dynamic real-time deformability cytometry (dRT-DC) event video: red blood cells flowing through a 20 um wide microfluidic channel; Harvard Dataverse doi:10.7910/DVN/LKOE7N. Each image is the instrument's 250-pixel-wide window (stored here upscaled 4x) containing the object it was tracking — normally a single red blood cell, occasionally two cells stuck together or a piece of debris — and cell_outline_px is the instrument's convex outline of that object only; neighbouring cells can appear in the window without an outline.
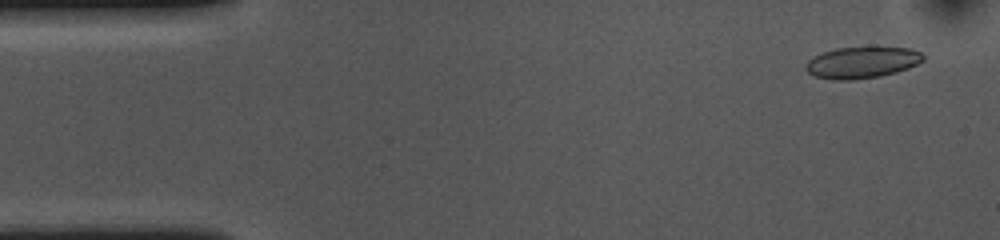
{"species": "common noctule bat (a hibernating species)", "species_latin": "Nyctalus noctula", "temperature_condition": "cold", "stored_images_in_passage": 54, "camera_frame_rate_fps": 3000, "um_per_image_px": 0.085, "animal": {"sex": "female", "body_mass_g": 10.0, "forearm_length_mm": 53.1}, "frame": {"image": 1, "passage_image": 3, "time_ms": 0.667, "image_size_px": [1000, 240], "cell_outline_px": [[924, 60], [908, 68], [896, 72], [880, 76], [852, 80], [832, 80], [816, 76], [808, 72], [804, 68], [804, 64], [808, 60], [824, 52], [836, 48], [912, 48], [924, 52]], "centroid_in_image_um": [73.28, 5.32], "position_along_channel_um": 11.7, "area_um2": 21.39}}
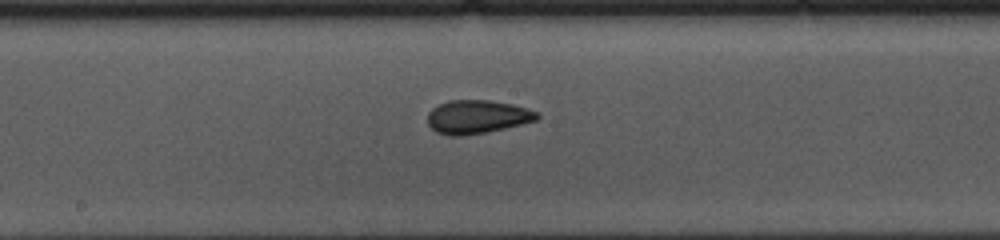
{"frame": {"image": 2, "passage_image": 27, "time_ms": 8.667, "image_size_px": [1000, 240], "cell_outline_px": [[540, 116], [536, 120], [504, 128], [464, 136], [448, 136], [436, 132], [428, 124], [428, 112], [432, 108], [448, 100], [488, 100], [512, 104], [528, 108], [540, 112]], "centroid_in_image_um": [40.55, 9.93], "position_along_channel_um": 207.6, "area_um2": 21.39}}
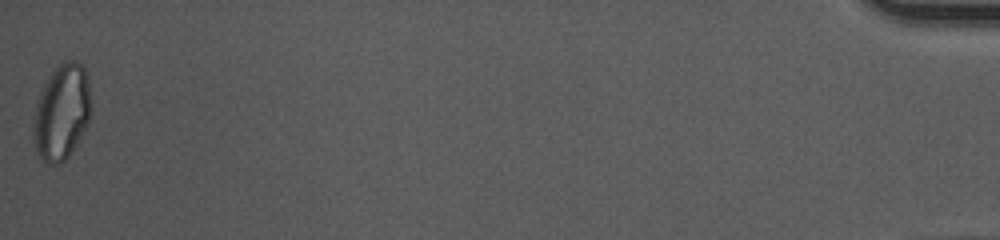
{"frame": {"image": 3, "passage_image": 54, "time_ms": 17.667, "image_size_px": [1000, 240], "cell_outline_px": [[92, 108], [88, 124], [76, 144], [68, 156], [60, 164], [48, 164], [40, 156], [36, 148], [32, 136], [32, 124], [36, 104], [40, 92], [48, 76], [64, 60], [76, 60], [84, 68], [88, 84]], "centroid_in_image_um": [5.24, 9.53], "position_along_channel_um": 430.0, "area_um2": 32.14}, "authors_computed_cell_mechanics": {"area_um2": 21.5594, "velocity_mm_per_s": 3.6167, "shape_relaxation_time_tau1_ms": 10.4598, "shape_relaxation_time_tau2_ms": 2.4432, "deformation_change_tau1": 0.1597, "deformation_change_tau2": 0.073}}